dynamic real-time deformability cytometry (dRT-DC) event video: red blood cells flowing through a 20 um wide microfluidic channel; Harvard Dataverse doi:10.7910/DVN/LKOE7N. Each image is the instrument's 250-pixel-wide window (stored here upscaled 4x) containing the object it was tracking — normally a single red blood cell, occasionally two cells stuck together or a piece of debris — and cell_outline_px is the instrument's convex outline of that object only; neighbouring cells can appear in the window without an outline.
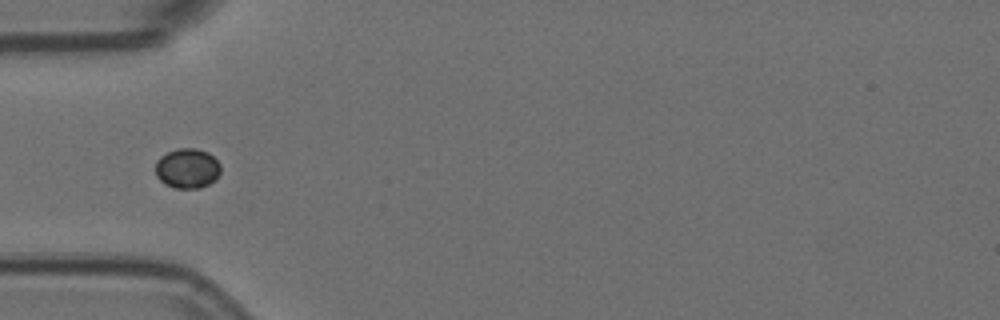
{"species": "Egyptian fruit bat (a non-hibernating species)", "species_latin": "Rousettus aegyptiacus", "temperature_condition": "room temperature", "stored_images_in_passage": 6, "camera_frame_rate_fps": 3000, "um_per_image_px": 0.085, "animal": {"sex": "female"}, "frame": {"image": 1, "passage_image": 6, "time_ms": 1.667, "image_size_px": [1000, 320], "cell_outline_px": [[220, 172], [216, 180], [200, 188], [176, 188], [164, 184], [156, 176], [156, 160], [160, 156], [176, 148], [196, 148], [208, 152], [220, 164]], "centroid_in_image_um": [15.92, 14.31], "position_along_channel_um": 69.1, "area_um2": 15.26}}